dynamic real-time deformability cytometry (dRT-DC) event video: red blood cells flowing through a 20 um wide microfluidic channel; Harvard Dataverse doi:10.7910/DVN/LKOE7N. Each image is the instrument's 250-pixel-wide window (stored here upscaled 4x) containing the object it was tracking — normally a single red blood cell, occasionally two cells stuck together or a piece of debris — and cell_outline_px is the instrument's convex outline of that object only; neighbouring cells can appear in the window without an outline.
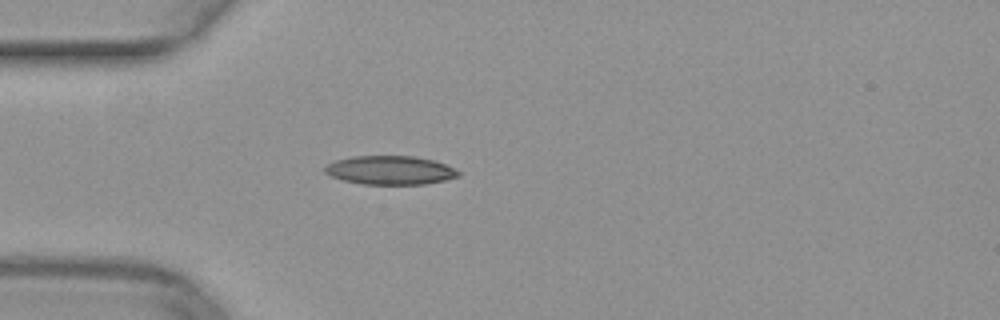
{"species": "common noctule bat (a hibernating species)", "species_latin": "Nyctalus noctula", "temperature_condition": "warm", "stored_images_in_passage": 35, "camera_frame_rate_fps": 3000, "um_per_image_px": 0.085, "animal": {"sex": "female", "body_mass_g": 29.2, "forearm_length_mm": 56.3}, "frame": {"image": 1, "passage_image": 1, "time_ms": 0.0, "image_size_px": [1000, 320], "cell_outline_px": [[460, 176], [444, 180], [424, 184], [360, 184], [344, 180], [332, 176], [324, 172], [324, 168], [328, 164], [336, 160], [352, 156], [412, 156], [432, 160], [444, 164], [460, 172]], "centroid_in_image_um": [33.14, 14.47], "position_along_channel_um": 51.9, "area_um2": 22.14}}
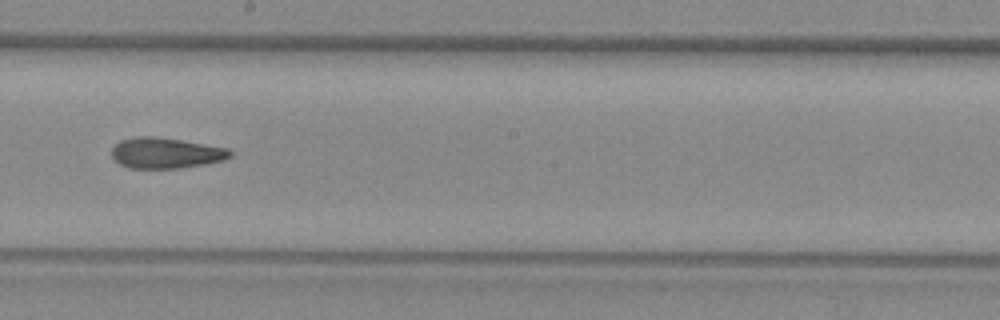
{"frame": {"image": 2, "passage_image": 15, "time_ms": 4.667, "image_size_px": [1000, 320], "cell_outline_px": [[232, 156], [224, 160], [204, 164], [180, 168], [128, 168], [120, 164], [112, 156], [112, 148], [120, 140], [136, 136], [152, 136], [180, 140], [228, 148], [232, 152]], "centroid_in_image_um": [14.09, 13.0], "position_along_channel_um": 234.1, "area_um2": 21.1}}
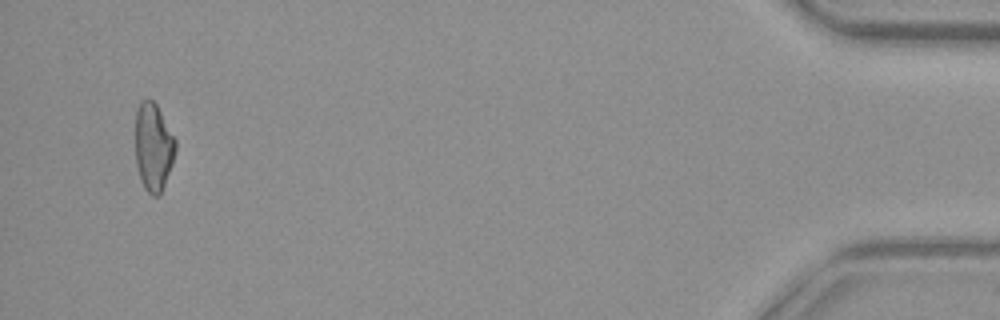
{"frame": {"image": 3, "passage_image": 35, "time_ms": 11.333, "image_size_px": [1000, 320], "cell_outline_px": [[176, 148], [172, 164], [164, 184], [160, 192], [156, 196], [152, 196], [144, 188], [140, 180], [136, 164], [136, 112], [140, 100], [152, 100], [156, 104], [176, 140]], "centroid_in_image_um": [13.03, 12.49], "position_along_channel_um": 422.2, "area_um2": 20.35}}